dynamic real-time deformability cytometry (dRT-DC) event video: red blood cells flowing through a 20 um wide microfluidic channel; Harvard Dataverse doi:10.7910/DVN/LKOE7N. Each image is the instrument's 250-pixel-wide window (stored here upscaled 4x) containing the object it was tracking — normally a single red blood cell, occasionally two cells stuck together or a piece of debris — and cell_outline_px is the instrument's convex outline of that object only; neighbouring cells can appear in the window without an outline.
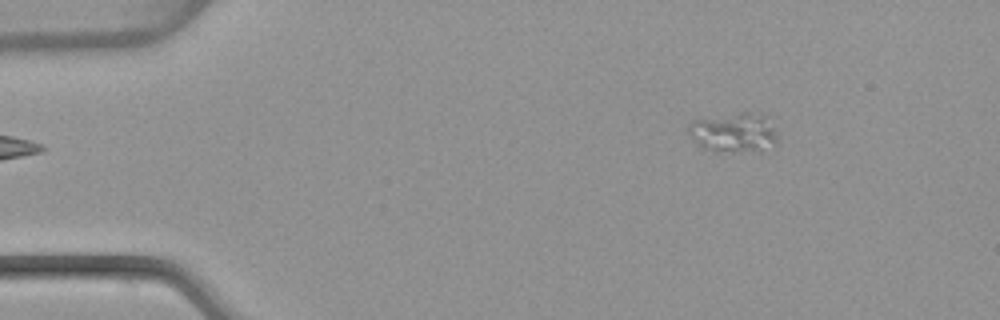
{"species": "common noctule bat (a hibernating species)", "species_latin": "Nyctalus noctula", "temperature_condition": "warm", "stored_images_in_passage": 44, "camera_frame_rate_fps": 3000, "um_per_image_px": 0.085, "animal": {"sex": "female", "body_mass_g": 22.7, "forearm_length_mm": 54.2}, "frame": {"image": 1, "passage_image": 1, "time_ms": 0.0, "image_size_px": [1000, 320], "cell_outline_px": [[776, 144], [760, 148], [716, 152], [712, 152], [700, 148], [688, 132], [688, 124], [692, 120], [740, 112], [748, 112], [768, 116], [776, 132]], "centroid_in_image_um": [62.31, 11.23], "position_along_channel_um": 22.7, "area_um2": 20.23}}
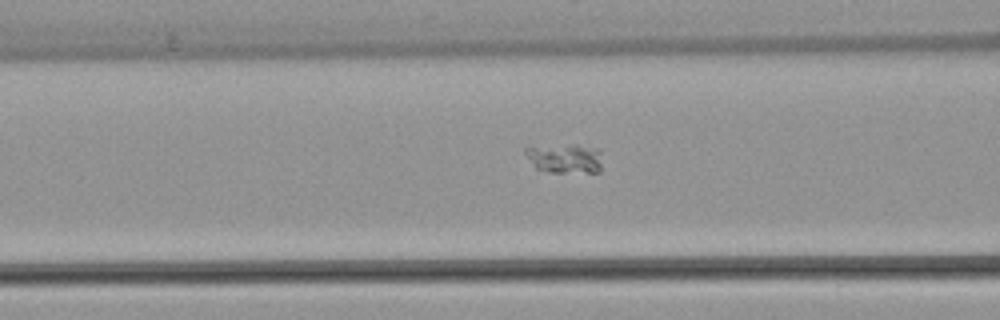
{"frame": {"image": 2, "passage_image": 14, "time_ms": 4.333, "image_size_px": [1000, 320], "cell_outline_px": [[600, 172], [548, 172], [536, 168], [524, 152], [524, 148], [572, 144], [576, 144], [600, 148]], "centroid_in_image_um": [48.05, 13.45], "position_along_channel_um": 118.5, "area_um2": 13.12}}
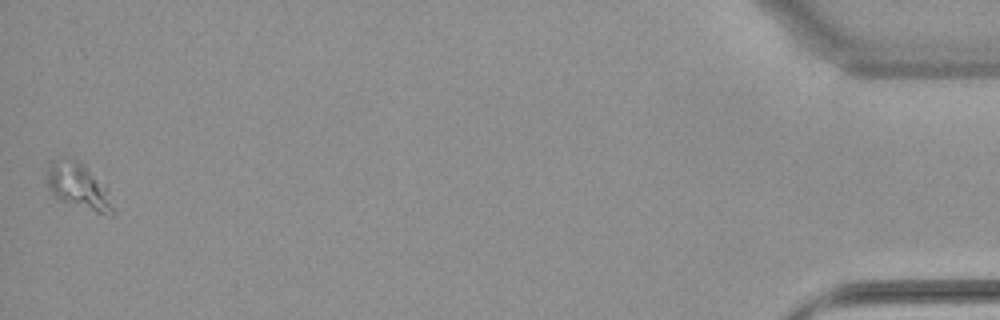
{"frame": {"image": 3, "passage_image": 44, "time_ms": 14.333, "image_size_px": [1000, 320], "cell_outline_px": [[112, 212], [96, 212], [56, 200], [48, 188], [44, 180], [48, 168], [52, 164], [72, 160], [76, 160], [108, 188], [112, 208]], "centroid_in_image_um": [6.6, 15.88], "position_along_channel_um": 428.6, "area_um2": 16.76}}